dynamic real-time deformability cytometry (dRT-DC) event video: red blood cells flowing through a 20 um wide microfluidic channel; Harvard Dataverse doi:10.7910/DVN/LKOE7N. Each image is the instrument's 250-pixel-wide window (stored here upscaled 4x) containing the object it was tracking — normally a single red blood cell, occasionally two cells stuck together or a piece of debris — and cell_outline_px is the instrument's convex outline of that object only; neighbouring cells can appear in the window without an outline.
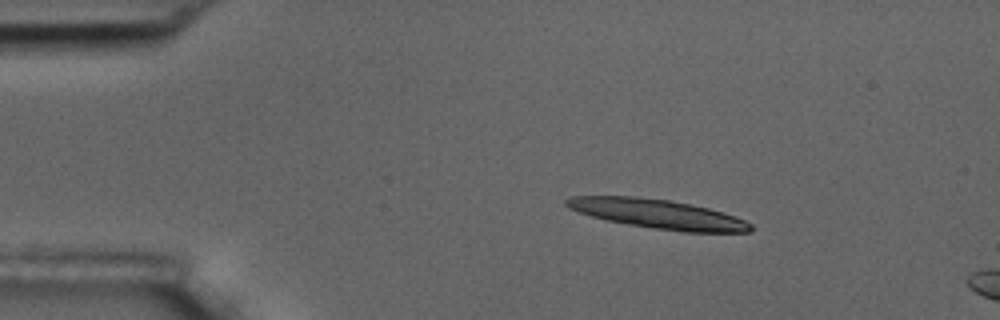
{"species": "common noctule bat (a hibernating species)", "species_latin": "Nyctalus noctula", "temperature_condition": "room temperature", "stored_images_in_passage": 3, "camera_frame_rate_fps": 3000, "um_per_image_px": 0.085, "animal": {"sex": "male", "body_mass_g": 17.5, "forearm_length_mm": 52.3}, "frame": {"image": 1, "passage_image": 1, "time_ms": 0.0, "image_size_px": [1000, 320], "cell_outline_px": [[752, 232], [684, 232], [656, 228], [608, 220], [592, 216], [568, 208], [564, 204], [564, 200], [572, 196], [636, 196], [668, 200], [708, 208], [744, 220], [752, 224]], "centroid_in_image_um": [55.9, 18.18], "position_along_channel_um": 29.1, "area_um2": 30.81}}